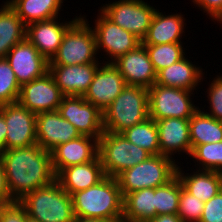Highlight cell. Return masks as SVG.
Listing matches in <instances>:
<instances>
[{
    "mask_svg": "<svg viewBox=\"0 0 222 222\" xmlns=\"http://www.w3.org/2000/svg\"><path fill=\"white\" fill-rule=\"evenodd\" d=\"M1 156L13 201H19L26 194L55 180L51 152L38 144L2 150Z\"/></svg>",
    "mask_w": 222,
    "mask_h": 222,
    "instance_id": "cell-1",
    "label": "cell"
},
{
    "mask_svg": "<svg viewBox=\"0 0 222 222\" xmlns=\"http://www.w3.org/2000/svg\"><path fill=\"white\" fill-rule=\"evenodd\" d=\"M75 218L122 220L123 196L116 177L105 176L96 185L71 195Z\"/></svg>",
    "mask_w": 222,
    "mask_h": 222,
    "instance_id": "cell-2",
    "label": "cell"
},
{
    "mask_svg": "<svg viewBox=\"0 0 222 222\" xmlns=\"http://www.w3.org/2000/svg\"><path fill=\"white\" fill-rule=\"evenodd\" d=\"M102 113L105 132L122 133L144 122L149 118L148 89L127 85Z\"/></svg>",
    "mask_w": 222,
    "mask_h": 222,
    "instance_id": "cell-3",
    "label": "cell"
},
{
    "mask_svg": "<svg viewBox=\"0 0 222 222\" xmlns=\"http://www.w3.org/2000/svg\"><path fill=\"white\" fill-rule=\"evenodd\" d=\"M19 202L27 216L39 222H74L71 196L54 180L26 194Z\"/></svg>",
    "mask_w": 222,
    "mask_h": 222,
    "instance_id": "cell-4",
    "label": "cell"
},
{
    "mask_svg": "<svg viewBox=\"0 0 222 222\" xmlns=\"http://www.w3.org/2000/svg\"><path fill=\"white\" fill-rule=\"evenodd\" d=\"M176 163L174 158L159 154L125 169L116 176L123 198L133 191L167 184L176 176Z\"/></svg>",
    "mask_w": 222,
    "mask_h": 222,
    "instance_id": "cell-5",
    "label": "cell"
},
{
    "mask_svg": "<svg viewBox=\"0 0 222 222\" xmlns=\"http://www.w3.org/2000/svg\"><path fill=\"white\" fill-rule=\"evenodd\" d=\"M85 17L79 18L64 33L59 49L49 65L100 63L96 57V37Z\"/></svg>",
    "mask_w": 222,
    "mask_h": 222,
    "instance_id": "cell-6",
    "label": "cell"
},
{
    "mask_svg": "<svg viewBox=\"0 0 222 222\" xmlns=\"http://www.w3.org/2000/svg\"><path fill=\"white\" fill-rule=\"evenodd\" d=\"M105 176L116 177L125 169L135 166L151 154L129 142L121 133L103 132L99 138V152Z\"/></svg>",
    "mask_w": 222,
    "mask_h": 222,
    "instance_id": "cell-7",
    "label": "cell"
},
{
    "mask_svg": "<svg viewBox=\"0 0 222 222\" xmlns=\"http://www.w3.org/2000/svg\"><path fill=\"white\" fill-rule=\"evenodd\" d=\"M193 92L155 83L148 89L149 118L155 121L165 118L190 119L199 109L190 98Z\"/></svg>",
    "mask_w": 222,
    "mask_h": 222,
    "instance_id": "cell-8",
    "label": "cell"
},
{
    "mask_svg": "<svg viewBox=\"0 0 222 222\" xmlns=\"http://www.w3.org/2000/svg\"><path fill=\"white\" fill-rule=\"evenodd\" d=\"M156 10L144 0H119L99 9L114 24L134 34L141 41L148 32Z\"/></svg>",
    "mask_w": 222,
    "mask_h": 222,
    "instance_id": "cell-9",
    "label": "cell"
},
{
    "mask_svg": "<svg viewBox=\"0 0 222 222\" xmlns=\"http://www.w3.org/2000/svg\"><path fill=\"white\" fill-rule=\"evenodd\" d=\"M57 111L80 135L100 138L104 132L102 111L83 96H63Z\"/></svg>",
    "mask_w": 222,
    "mask_h": 222,
    "instance_id": "cell-10",
    "label": "cell"
},
{
    "mask_svg": "<svg viewBox=\"0 0 222 222\" xmlns=\"http://www.w3.org/2000/svg\"><path fill=\"white\" fill-rule=\"evenodd\" d=\"M0 113L7 125L5 150L37 144V114L21 106L18 102L1 105Z\"/></svg>",
    "mask_w": 222,
    "mask_h": 222,
    "instance_id": "cell-11",
    "label": "cell"
},
{
    "mask_svg": "<svg viewBox=\"0 0 222 222\" xmlns=\"http://www.w3.org/2000/svg\"><path fill=\"white\" fill-rule=\"evenodd\" d=\"M94 23L95 26L92 29L96 37L97 54L103 49L109 57L111 56V59L105 63H112L141 44V40L134 34L114 24L102 12Z\"/></svg>",
    "mask_w": 222,
    "mask_h": 222,
    "instance_id": "cell-12",
    "label": "cell"
},
{
    "mask_svg": "<svg viewBox=\"0 0 222 222\" xmlns=\"http://www.w3.org/2000/svg\"><path fill=\"white\" fill-rule=\"evenodd\" d=\"M63 96L48 71L42 77L22 84L17 102L31 112L38 114L56 111Z\"/></svg>",
    "mask_w": 222,
    "mask_h": 222,
    "instance_id": "cell-13",
    "label": "cell"
},
{
    "mask_svg": "<svg viewBox=\"0 0 222 222\" xmlns=\"http://www.w3.org/2000/svg\"><path fill=\"white\" fill-rule=\"evenodd\" d=\"M126 86L123 76L113 63H103L97 69L93 81L83 97L103 112Z\"/></svg>",
    "mask_w": 222,
    "mask_h": 222,
    "instance_id": "cell-14",
    "label": "cell"
},
{
    "mask_svg": "<svg viewBox=\"0 0 222 222\" xmlns=\"http://www.w3.org/2000/svg\"><path fill=\"white\" fill-rule=\"evenodd\" d=\"M112 63L120 71L126 85L149 89L156 83L157 73L142 43Z\"/></svg>",
    "mask_w": 222,
    "mask_h": 222,
    "instance_id": "cell-15",
    "label": "cell"
},
{
    "mask_svg": "<svg viewBox=\"0 0 222 222\" xmlns=\"http://www.w3.org/2000/svg\"><path fill=\"white\" fill-rule=\"evenodd\" d=\"M6 59L20 85L42 77L48 72L49 62L27 39L14 45Z\"/></svg>",
    "mask_w": 222,
    "mask_h": 222,
    "instance_id": "cell-16",
    "label": "cell"
},
{
    "mask_svg": "<svg viewBox=\"0 0 222 222\" xmlns=\"http://www.w3.org/2000/svg\"><path fill=\"white\" fill-rule=\"evenodd\" d=\"M79 136L81 135L74 125L64 119L57 110L41 112L36 116L37 144L49 152Z\"/></svg>",
    "mask_w": 222,
    "mask_h": 222,
    "instance_id": "cell-17",
    "label": "cell"
},
{
    "mask_svg": "<svg viewBox=\"0 0 222 222\" xmlns=\"http://www.w3.org/2000/svg\"><path fill=\"white\" fill-rule=\"evenodd\" d=\"M102 63L49 65L48 71L64 96H84Z\"/></svg>",
    "mask_w": 222,
    "mask_h": 222,
    "instance_id": "cell-18",
    "label": "cell"
},
{
    "mask_svg": "<svg viewBox=\"0 0 222 222\" xmlns=\"http://www.w3.org/2000/svg\"><path fill=\"white\" fill-rule=\"evenodd\" d=\"M78 18L76 16L72 21L60 23L58 17H55L28 24L26 39L49 62L59 49L64 33Z\"/></svg>",
    "mask_w": 222,
    "mask_h": 222,
    "instance_id": "cell-19",
    "label": "cell"
},
{
    "mask_svg": "<svg viewBox=\"0 0 222 222\" xmlns=\"http://www.w3.org/2000/svg\"><path fill=\"white\" fill-rule=\"evenodd\" d=\"M99 152V138L81 135L58 145L51 151L55 176L64 168L95 160Z\"/></svg>",
    "mask_w": 222,
    "mask_h": 222,
    "instance_id": "cell-20",
    "label": "cell"
},
{
    "mask_svg": "<svg viewBox=\"0 0 222 222\" xmlns=\"http://www.w3.org/2000/svg\"><path fill=\"white\" fill-rule=\"evenodd\" d=\"M160 154L173 158L178 152L191 155L192 144L189 134V119L165 118L156 120ZM180 152V153H179Z\"/></svg>",
    "mask_w": 222,
    "mask_h": 222,
    "instance_id": "cell-21",
    "label": "cell"
},
{
    "mask_svg": "<svg viewBox=\"0 0 222 222\" xmlns=\"http://www.w3.org/2000/svg\"><path fill=\"white\" fill-rule=\"evenodd\" d=\"M105 177L99 156L90 162L62 169L55 180L71 196L96 185Z\"/></svg>",
    "mask_w": 222,
    "mask_h": 222,
    "instance_id": "cell-22",
    "label": "cell"
},
{
    "mask_svg": "<svg viewBox=\"0 0 222 222\" xmlns=\"http://www.w3.org/2000/svg\"><path fill=\"white\" fill-rule=\"evenodd\" d=\"M180 14L164 15L156 10L142 44L182 43V33L186 25L185 18Z\"/></svg>",
    "mask_w": 222,
    "mask_h": 222,
    "instance_id": "cell-23",
    "label": "cell"
},
{
    "mask_svg": "<svg viewBox=\"0 0 222 222\" xmlns=\"http://www.w3.org/2000/svg\"><path fill=\"white\" fill-rule=\"evenodd\" d=\"M194 65L185 56L178 62L160 70L157 73L156 84L194 91L204 76L202 68Z\"/></svg>",
    "mask_w": 222,
    "mask_h": 222,
    "instance_id": "cell-24",
    "label": "cell"
},
{
    "mask_svg": "<svg viewBox=\"0 0 222 222\" xmlns=\"http://www.w3.org/2000/svg\"><path fill=\"white\" fill-rule=\"evenodd\" d=\"M196 172L183 173L182 168L177 166L176 175L182 186L196 198L203 202L209 201L222 189V173L217 171L199 170Z\"/></svg>",
    "mask_w": 222,
    "mask_h": 222,
    "instance_id": "cell-25",
    "label": "cell"
},
{
    "mask_svg": "<svg viewBox=\"0 0 222 222\" xmlns=\"http://www.w3.org/2000/svg\"><path fill=\"white\" fill-rule=\"evenodd\" d=\"M155 216V188L133 191L124 197L122 221L146 222Z\"/></svg>",
    "mask_w": 222,
    "mask_h": 222,
    "instance_id": "cell-26",
    "label": "cell"
},
{
    "mask_svg": "<svg viewBox=\"0 0 222 222\" xmlns=\"http://www.w3.org/2000/svg\"><path fill=\"white\" fill-rule=\"evenodd\" d=\"M26 39V25L6 1L0 8V58H6L10 49Z\"/></svg>",
    "mask_w": 222,
    "mask_h": 222,
    "instance_id": "cell-27",
    "label": "cell"
},
{
    "mask_svg": "<svg viewBox=\"0 0 222 222\" xmlns=\"http://www.w3.org/2000/svg\"><path fill=\"white\" fill-rule=\"evenodd\" d=\"M27 26L33 22L59 17L63 0H6Z\"/></svg>",
    "mask_w": 222,
    "mask_h": 222,
    "instance_id": "cell-28",
    "label": "cell"
},
{
    "mask_svg": "<svg viewBox=\"0 0 222 222\" xmlns=\"http://www.w3.org/2000/svg\"><path fill=\"white\" fill-rule=\"evenodd\" d=\"M199 108L189 119L192 150L197 145L222 141V121H218Z\"/></svg>",
    "mask_w": 222,
    "mask_h": 222,
    "instance_id": "cell-29",
    "label": "cell"
},
{
    "mask_svg": "<svg viewBox=\"0 0 222 222\" xmlns=\"http://www.w3.org/2000/svg\"><path fill=\"white\" fill-rule=\"evenodd\" d=\"M121 134L129 142L143 148L151 155L160 154L158 130L155 120L147 118L144 122L126 129Z\"/></svg>",
    "mask_w": 222,
    "mask_h": 222,
    "instance_id": "cell-30",
    "label": "cell"
},
{
    "mask_svg": "<svg viewBox=\"0 0 222 222\" xmlns=\"http://www.w3.org/2000/svg\"><path fill=\"white\" fill-rule=\"evenodd\" d=\"M149 55L154 70L158 73L160 70L169 67L185 57L182 43H164V44H143Z\"/></svg>",
    "mask_w": 222,
    "mask_h": 222,
    "instance_id": "cell-31",
    "label": "cell"
},
{
    "mask_svg": "<svg viewBox=\"0 0 222 222\" xmlns=\"http://www.w3.org/2000/svg\"><path fill=\"white\" fill-rule=\"evenodd\" d=\"M180 198V179L176 175L167 184L155 188L156 216L177 214Z\"/></svg>",
    "mask_w": 222,
    "mask_h": 222,
    "instance_id": "cell-32",
    "label": "cell"
},
{
    "mask_svg": "<svg viewBox=\"0 0 222 222\" xmlns=\"http://www.w3.org/2000/svg\"><path fill=\"white\" fill-rule=\"evenodd\" d=\"M190 157L199 162V170L217 171L222 173V141L197 145Z\"/></svg>",
    "mask_w": 222,
    "mask_h": 222,
    "instance_id": "cell-33",
    "label": "cell"
},
{
    "mask_svg": "<svg viewBox=\"0 0 222 222\" xmlns=\"http://www.w3.org/2000/svg\"><path fill=\"white\" fill-rule=\"evenodd\" d=\"M21 85L6 58H0V106L16 103Z\"/></svg>",
    "mask_w": 222,
    "mask_h": 222,
    "instance_id": "cell-34",
    "label": "cell"
},
{
    "mask_svg": "<svg viewBox=\"0 0 222 222\" xmlns=\"http://www.w3.org/2000/svg\"><path fill=\"white\" fill-rule=\"evenodd\" d=\"M202 200L196 198L193 194H190L180 181V198L179 209L177 215L183 222H199L204 209Z\"/></svg>",
    "mask_w": 222,
    "mask_h": 222,
    "instance_id": "cell-35",
    "label": "cell"
},
{
    "mask_svg": "<svg viewBox=\"0 0 222 222\" xmlns=\"http://www.w3.org/2000/svg\"><path fill=\"white\" fill-rule=\"evenodd\" d=\"M210 111L205 112L214 119L222 121V75H217L207 89Z\"/></svg>",
    "mask_w": 222,
    "mask_h": 222,
    "instance_id": "cell-36",
    "label": "cell"
},
{
    "mask_svg": "<svg viewBox=\"0 0 222 222\" xmlns=\"http://www.w3.org/2000/svg\"><path fill=\"white\" fill-rule=\"evenodd\" d=\"M199 222H222V189L205 202Z\"/></svg>",
    "mask_w": 222,
    "mask_h": 222,
    "instance_id": "cell-37",
    "label": "cell"
},
{
    "mask_svg": "<svg viewBox=\"0 0 222 222\" xmlns=\"http://www.w3.org/2000/svg\"><path fill=\"white\" fill-rule=\"evenodd\" d=\"M27 212L19 201L10 202L4 209L0 222H26Z\"/></svg>",
    "mask_w": 222,
    "mask_h": 222,
    "instance_id": "cell-38",
    "label": "cell"
},
{
    "mask_svg": "<svg viewBox=\"0 0 222 222\" xmlns=\"http://www.w3.org/2000/svg\"><path fill=\"white\" fill-rule=\"evenodd\" d=\"M209 17L217 22L222 18V0H193Z\"/></svg>",
    "mask_w": 222,
    "mask_h": 222,
    "instance_id": "cell-39",
    "label": "cell"
},
{
    "mask_svg": "<svg viewBox=\"0 0 222 222\" xmlns=\"http://www.w3.org/2000/svg\"><path fill=\"white\" fill-rule=\"evenodd\" d=\"M0 197L5 199H11L1 152H0Z\"/></svg>",
    "mask_w": 222,
    "mask_h": 222,
    "instance_id": "cell-40",
    "label": "cell"
},
{
    "mask_svg": "<svg viewBox=\"0 0 222 222\" xmlns=\"http://www.w3.org/2000/svg\"><path fill=\"white\" fill-rule=\"evenodd\" d=\"M146 222H183L177 214H162L147 220Z\"/></svg>",
    "mask_w": 222,
    "mask_h": 222,
    "instance_id": "cell-41",
    "label": "cell"
},
{
    "mask_svg": "<svg viewBox=\"0 0 222 222\" xmlns=\"http://www.w3.org/2000/svg\"><path fill=\"white\" fill-rule=\"evenodd\" d=\"M7 134V125L3 115L0 113V152L5 150V139Z\"/></svg>",
    "mask_w": 222,
    "mask_h": 222,
    "instance_id": "cell-42",
    "label": "cell"
},
{
    "mask_svg": "<svg viewBox=\"0 0 222 222\" xmlns=\"http://www.w3.org/2000/svg\"><path fill=\"white\" fill-rule=\"evenodd\" d=\"M122 220H106L94 218H75L74 222H121Z\"/></svg>",
    "mask_w": 222,
    "mask_h": 222,
    "instance_id": "cell-43",
    "label": "cell"
},
{
    "mask_svg": "<svg viewBox=\"0 0 222 222\" xmlns=\"http://www.w3.org/2000/svg\"><path fill=\"white\" fill-rule=\"evenodd\" d=\"M10 202H13V200L12 199H5V198L0 197V220H1L4 209L7 207V205Z\"/></svg>",
    "mask_w": 222,
    "mask_h": 222,
    "instance_id": "cell-44",
    "label": "cell"
},
{
    "mask_svg": "<svg viewBox=\"0 0 222 222\" xmlns=\"http://www.w3.org/2000/svg\"><path fill=\"white\" fill-rule=\"evenodd\" d=\"M26 222H39V221H37V220H35V219H32V218H30V217L27 216Z\"/></svg>",
    "mask_w": 222,
    "mask_h": 222,
    "instance_id": "cell-45",
    "label": "cell"
}]
</instances>
